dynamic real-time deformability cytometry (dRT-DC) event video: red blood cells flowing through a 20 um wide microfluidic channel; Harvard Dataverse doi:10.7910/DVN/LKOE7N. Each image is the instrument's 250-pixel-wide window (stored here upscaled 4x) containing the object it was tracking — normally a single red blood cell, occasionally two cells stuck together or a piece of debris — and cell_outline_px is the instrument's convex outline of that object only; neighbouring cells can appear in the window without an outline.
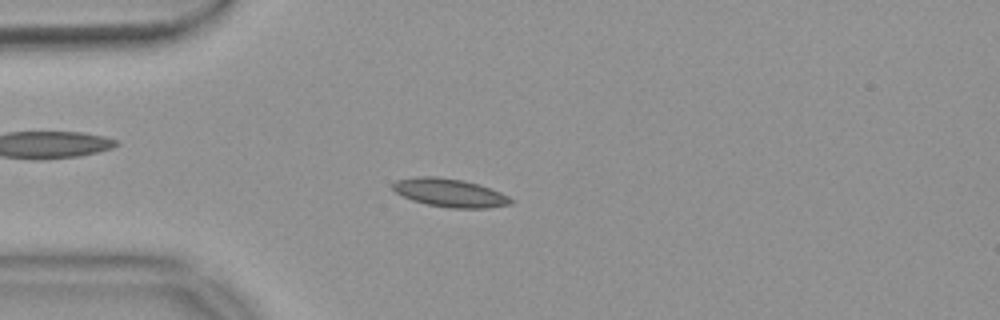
{"species": "common noctule bat (a hibernating species)", "species_latin": "Nyctalus noctula", "temperature_condition": "warm", "stored_images_in_passage": 54, "camera_frame_rate_fps": 3000, "um_per_image_px": 0.085, "animal": {"sex": "female", "body_mass_g": 18.4}, "frame": {"image": 1, "passage_image": 14, "time_ms": 4.333, "image_size_px": [1000, 320], "cell_outline_px": [[516, 200], [512, 204], [484, 208], [448, 208], [428, 204], [412, 200], [396, 192], [392, 188], [392, 184], [396, 180], [416, 176], [436, 176], [464, 180], [500, 192]], "centroid_in_image_um": [38.23, 16.38], "position_along_channel_um": 46.8, "area_um2": 19.42}}
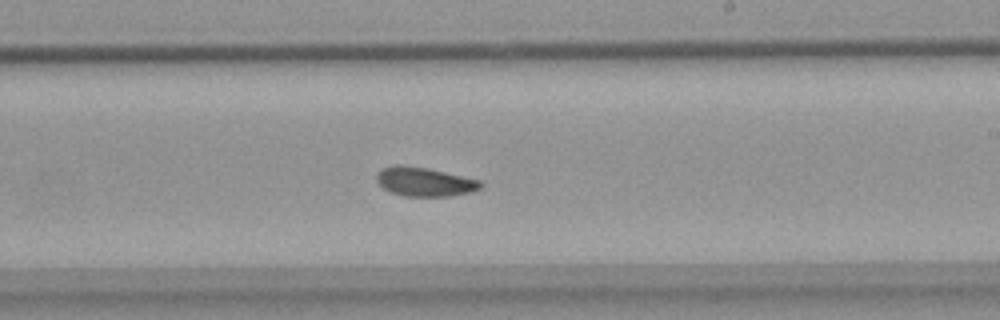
{"frame": {"image": 2, "passage_image": 32, "time_ms": 10.333, "image_size_px": [1000, 320], "cell_outline_px": [[484, 184], [480, 188], [472, 192], [448, 196], [404, 196], [392, 192], [384, 188], [376, 180], [376, 172], [380, 168], [392, 164], [404, 164], [428, 168], [480, 180]], "centroid_in_image_um": [36.06, 15.42], "position_along_channel_um": 252.9, "area_um2": 17.8}}
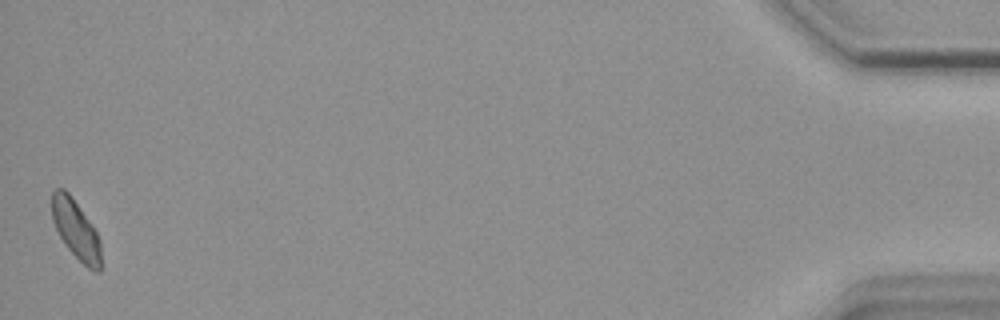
{"frame": {"image": 3, "passage_image": 54, "time_ms": 17.667, "image_size_px": [1000, 320], "cell_outline_px": [[100, 272], [96, 272], [88, 268], [64, 244], [52, 220], [52, 192], [56, 188], [64, 188], [68, 192], [92, 224], [100, 240]], "centroid_in_image_um": [6.44, 19.5], "position_along_channel_um": 428.8, "area_um2": 16.65}, "authors_computed_cell_mechanics": {"area_um2": 17.629, "velocity_mm_per_s": 3.69, "shape_relaxation_time_tau1_ms": 11.2229, "shape_relaxation_time_tau2_ms": 3.0849, "deformation_change_tau1": 0.1448, "deformation_change_tau2": 0.067}}